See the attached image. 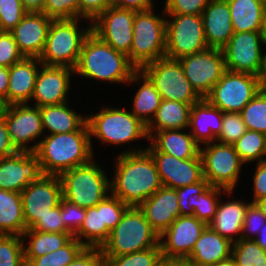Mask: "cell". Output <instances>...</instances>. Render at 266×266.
Instances as JSON below:
<instances>
[{"label":"cell","mask_w":266,"mask_h":266,"mask_svg":"<svg viewBox=\"0 0 266 266\" xmlns=\"http://www.w3.org/2000/svg\"><path fill=\"white\" fill-rule=\"evenodd\" d=\"M123 152L116 158L115 173L110 181V194L119 198L128 207L138 208L162 186V183L156 163L146 149L138 148Z\"/></svg>","instance_id":"6da1fadb"},{"label":"cell","mask_w":266,"mask_h":266,"mask_svg":"<svg viewBox=\"0 0 266 266\" xmlns=\"http://www.w3.org/2000/svg\"><path fill=\"white\" fill-rule=\"evenodd\" d=\"M91 140L86 123L77 131L48 134L29 147L38 156L43 175L60 176L94 158Z\"/></svg>","instance_id":"7a4b0ae2"},{"label":"cell","mask_w":266,"mask_h":266,"mask_svg":"<svg viewBox=\"0 0 266 266\" xmlns=\"http://www.w3.org/2000/svg\"><path fill=\"white\" fill-rule=\"evenodd\" d=\"M137 70L128 56L116 51L90 32L83 42L74 74L123 84L128 83Z\"/></svg>","instance_id":"3957f363"},{"label":"cell","mask_w":266,"mask_h":266,"mask_svg":"<svg viewBox=\"0 0 266 266\" xmlns=\"http://www.w3.org/2000/svg\"><path fill=\"white\" fill-rule=\"evenodd\" d=\"M159 236L139 208L129 207L120 222L111 230L108 241L102 246L103 257L120 256L160 247Z\"/></svg>","instance_id":"277c9868"},{"label":"cell","mask_w":266,"mask_h":266,"mask_svg":"<svg viewBox=\"0 0 266 266\" xmlns=\"http://www.w3.org/2000/svg\"><path fill=\"white\" fill-rule=\"evenodd\" d=\"M79 18L52 20L40 61L45 66L75 68L90 27L79 29Z\"/></svg>","instance_id":"5b68a950"},{"label":"cell","mask_w":266,"mask_h":266,"mask_svg":"<svg viewBox=\"0 0 266 266\" xmlns=\"http://www.w3.org/2000/svg\"><path fill=\"white\" fill-rule=\"evenodd\" d=\"M59 177L63 198L85 209L95 207L111 191V180L93 159L87 164L65 171Z\"/></svg>","instance_id":"8992f818"},{"label":"cell","mask_w":266,"mask_h":266,"mask_svg":"<svg viewBox=\"0 0 266 266\" xmlns=\"http://www.w3.org/2000/svg\"><path fill=\"white\" fill-rule=\"evenodd\" d=\"M166 19L155 15L153 8L135 13L133 43L128 58L141 70L145 65L165 57Z\"/></svg>","instance_id":"52a82bcc"},{"label":"cell","mask_w":266,"mask_h":266,"mask_svg":"<svg viewBox=\"0 0 266 266\" xmlns=\"http://www.w3.org/2000/svg\"><path fill=\"white\" fill-rule=\"evenodd\" d=\"M123 109V110H122ZM104 107L97 114L87 116L90 137L103 143L122 145L147 138V126L124 108Z\"/></svg>","instance_id":"ba28073f"},{"label":"cell","mask_w":266,"mask_h":266,"mask_svg":"<svg viewBox=\"0 0 266 266\" xmlns=\"http://www.w3.org/2000/svg\"><path fill=\"white\" fill-rule=\"evenodd\" d=\"M263 86L257 75L226 70L206 99L222 112L240 113Z\"/></svg>","instance_id":"9c48e42d"},{"label":"cell","mask_w":266,"mask_h":266,"mask_svg":"<svg viewBox=\"0 0 266 266\" xmlns=\"http://www.w3.org/2000/svg\"><path fill=\"white\" fill-rule=\"evenodd\" d=\"M166 51L165 57L179 60L187 55L207 50L201 15L165 14ZM172 20V21H171Z\"/></svg>","instance_id":"30bf717a"},{"label":"cell","mask_w":266,"mask_h":266,"mask_svg":"<svg viewBox=\"0 0 266 266\" xmlns=\"http://www.w3.org/2000/svg\"><path fill=\"white\" fill-rule=\"evenodd\" d=\"M141 71L154 83L164 100L193 105L202 99L186 78L179 60L163 57L145 65Z\"/></svg>","instance_id":"8fae6325"},{"label":"cell","mask_w":266,"mask_h":266,"mask_svg":"<svg viewBox=\"0 0 266 266\" xmlns=\"http://www.w3.org/2000/svg\"><path fill=\"white\" fill-rule=\"evenodd\" d=\"M200 146L203 178L209 185L233 191L244 164L233 145L210 142Z\"/></svg>","instance_id":"7c38bea8"},{"label":"cell","mask_w":266,"mask_h":266,"mask_svg":"<svg viewBox=\"0 0 266 266\" xmlns=\"http://www.w3.org/2000/svg\"><path fill=\"white\" fill-rule=\"evenodd\" d=\"M185 76L201 98H206L213 86L225 73L226 65L222 49L205 51L179 59Z\"/></svg>","instance_id":"4fadbf2b"},{"label":"cell","mask_w":266,"mask_h":266,"mask_svg":"<svg viewBox=\"0 0 266 266\" xmlns=\"http://www.w3.org/2000/svg\"><path fill=\"white\" fill-rule=\"evenodd\" d=\"M263 44L260 32H234L222 48L226 69L251 73L262 78L265 55L261 50Z\"/></svg>","instance_id":"5bb4252c"},{"label":"cell","mask_w":266,"mask_h":266,"mask_svg":"<svg viewBox=\"0 0 266 266\" xmlns=\"http://www.w3.org/2000/svg\"><path fill=\"white\" fill-rule=\"evenodd\" d=\"M136 11L110 6L91 22V32L118 52L129 55Z\"/></svg>","instance_id":"9a60e30c"},{"label":"cell","mask_w":266,"mask_h":266,"mask_svg":"<svg viewBox=\"0 0 266 266\" xmlns=\"http://www.w3.org/2000/svg\"><path fill=\"white\" fill-rule=\"evenodd\" d=\"M22 206L26 228L30 229L49 210L58 206L63 197L59 176L42 175L22 192Z\"/></svg>","instance_id":"2e32d148"},{"label":"cell","mask_w":266,"mask_h":266,"mask_svg":"<svg viewBox=\"0 0 266 266\" xmlns=\"http://www.w3.org/2000/svg\"><path fill=\"white\" fill-rule=\"evenodd\" d=\"M3 117L14 147L19 152H30L29 142L40 138L44 133L39 107L27 104L6 105Z\"/></svg>","instance_id":"e0dca14e"},{"label":"cell","mask_w":266,"mask_h":266,"mask_svg":"<svg viewBox=\"0 0 266 266\" xmlns=\"http://www.w3.org/2000/svg\"><path fill=\"white\" fill-rule=\"evenodd\" d=\"M146 150L153 157L162 186L177 189L203 179L200 154L196 158L178 159L159 152L152 144Z\"/></svg>","instance_id":"ac0fdd59"},{"label":"cell","mask_w":266,"mask_h":266,"mask_svg":"<svg viewBox=\"0 0 266 266\" xmlns=\"http://www.w3.org/2000/svg\"><path fill=\"white\" fill-rule=\"evenodd\" d=\"M206 226L194 215H180L159 236L162 255L187 258Z\"/></svg>","instance_id":"d6986e66"},{"label":"cell","mask_w":266,"mask_h":266,"mask_svg":"<svg viewBox=\"0 0 266 266\" xmlns=\"http://www.w3.org/2000/svg\"><path fill=\"white\" fill-rule=\"evenodd\" d=\"M42 175L38 156L34 152H18L0 158V189L21 193Z\"/></svg>","instance_id":"ffe728a7"},{"label":"cell","mask_w":266,"mask_h":266,"mask_svg":"<svg viewBox=\"0 0 266 266\" xmlns=\"http://www.w3.org/2000/svg\"><path fill=\"white\" fill-rule=\"evenodd\" d=\"M74 74L71 67H57L42 65L38 71L34 93L35 106L43 107L60 105L66 102L70 89V74Z\"/></svg>","instance_id":"44dd1931"},{"label":"cell","mask_w":266,"mask_h":266,"mask_svg":"<svg viewBox=\"0 0 266 266\" xmlns=\"http://www.w3.org/2000/svg\"><path fill=\"white\" fill-rule=\"evenodd\" d=\"M52 19L42 12H27L10 31L24 57L42 55Z\"/></svg>","instance_id":"7402d4cb"},{"label":"cell","mask_w":266,"mask_h":266,"mask_svg":"<svg viewBox=\"0 0 266 266\" xmlns=\"http://www.w3.org/2000/svg\"><path fill=\"white\" fill-rule=\"evenodd\" d=\"M176 189L161 186L138 208L145 215L151 227L161 235L180 216Z\"/></svg>","instance_id":"603a6c76"},{"label":"cell","mask_w":266,"mask_h":266,"mask_svg":"<svg viewBox=\"0 0 266 266\" xmlns=\"http://www.w3.org/2000/svg\"><path fill=\"white\" fill-rule=\"evenodd\" d=\"M201 16L208 47L222 49L234 33L227 1L210 0Z\"/></svg>","instance_id":"cb8c5ba5"},{"label":"cell","mask_w":266,"mask_h":266,"mask_svg":"<svg viewBox=\"0 0 266 266\" xmlns=\"http://www.w3.org/2000/svg\"><path fill=\"white\" fill-rule=\"evenodd\" d=\"M42 62L37 57H24L9 67L7 105L27 104L34 93L36 77Z\"/></svg>","instance_id":"d4e9b609"},{"label":"cell","mask_w":266,"mask_h":266,"mask_svg":"<svg viewBox=\"0 0 266 266\" xmlns=\"http://www.w3.org/2000/svg\"><path fill=\"white\" fill-rule=\"evenodd\" d=\"M223 112L214 107L206 98L193 104L188 128L194 140L201 145L216 142L221 133Z\"/></svg>","instance_id":"484cf974"},{"label":"cell","mask_w":266,"mask_h":266,"mask_svg":"<svg viewBox=\"0 0 266 266\" xmlns=\"http://www.w3.org/2000/svg\"><path fill=\"white\" fill-rule=\"evenodd\" d=\"M232 244L207 225L186 259L197 266H211L231 257Z\"/></svg>","instance_id":"4316f807"},{"label":"cell","mask_w":266,"mask_h":266,"mask_svg":"<svg viewBox=\"0 0 266 266\" xmlns=\"http://www.w3.org/2000/svg\"><path fill=\"white\" fill-rule=\"evenodd\" d=\"M219 201L215 217L211 220L208 226L228 239L230 242L235 243L241 239L242 227L244 222L245 213L249 203L241 200L227 201V203H220ZM234 234L236 237L234 239Z\"/></svg>","instance_id":"83f0119b"},{"label":"cell","mask_w":266,"mask_h":266,"mask_svg":"<svg viewBox=\"0 0 266 266\" xmlns=\"http://www.w3.org/2000/svg\"><path fill=\"white\" fill-rule=\"evenodd\" d=\"M182 129L157 131L149 138L152 145L162 153L172 155L178 159L196 158L200 154V145L189 132ZM155 136V137H154Z\"/></svg>","instance_id":"f1b7e54d"},{"label":"cell","mask_w":266,"mask_h":266,"mask_svg":"<svg viewBox=\"0 0 266 266\" xmlns=\"http://www.w3.org/2000/svg\"><path fill=\"white\" fill-rule=\"evenodd\" d=\"M141 80H143L142 85L137 90L133 99V109L131 113L143 124L148 126L154 119L162 98L156 90L154 83L141 70H137L128 83L141 84Z\"/></svg>","instance_id":"f546056e"},{"label":"cell","mask_w":266,"mask_h":266,"mask_svg":"<svg viewBox=\"0 0 266 266\" xmlns=\"http://www.w3.org/2000/svg\"><path fill=\"white\" fill-rule=\"evenodd\" d=\"M191 107V104L162 99L154 119L147 126L148 139L157 131L187 129Z\"/></svg>","instance_id":"4dcf8cb0"},{"label":"cell","mask_w":266,"mask_h":266,"mask_svg":"<svg viewBox=\"0 0 266 266\" xmlns=\"http://www.w3.org/2000/svg\"><path fill=\"white\" fill-rule=\"evenodd\" d=\"M67 103L39 107L44 130H49L50 134L69 133L87 123V115L76 114Z\"/></svg>","instance_id":"1f68e13d"},{"label":"cell","mask_w":266,"mask_h":266,"mask_svg":"<svg viewBox=\"0 0 266 266\" xmlns=\"http://www.w3.org/2000/svg\"><path fill=\"white\" fill-rule=\"evenodd\" d=\"M26 229L21 193L0 189V234L22 236Z\"/></svg>","instance_id":"d6a6232c"},{"label":"cell","mask_w":266,"mask_h":266,"mask_svg":"<svg viewBox=\"0 0 266 266\" xmlns=\"http://www.w3.org/2000/svg\"><path fill=\"white\" fill-rule=\"evenodd\" d=\"M233 30L239 32H260L265 5L260 0H226Z\"/></svg>","instance_id":"836d02e7"},{"label":"cell","mask_w":266,"mask_h":266,"mask_svg":"<svg viewBox=\"0 0 266 266\" xmlns=\"http://www.w3.org/2000/svg\"><path fill=\"white\" fill-rule=\"evenodd\" d=\"M111 231L103 217V200L95 207L86 208L84 222L74 237L88 248H102L108 241ZM84 238V240H82ZM86 239V241H85Z\"/></svg>","instance_id":"e575fe53"},{"label":"cell","mask_w":266,"mask_h":266,"mask_svg":"<svg viewBox=\"0 0 266 266\" xmlns=\"http://www.w3.org/2000/svg\"><path fill=\"white\" fill-rule=\"evenodd\" d=\"M28 237V247L24 245V258H36L67 245L74 236L71 233L40 232L38 230L26 229L22 234L23 242Z\"/></svg>","instance_id":"d590c367"},{"label":"cell","mask_w":266,"mask_h":266,"mask_svg":"<svg viewBox=\"0 0 266 266\" xmlns=\"http://www.w3.org/2000/svg\"><path fill=\"white\" fill-rule=\"evenodd\" d=\"M233 146L244 164L266 161V135L263 133L247 130Z\"/></svg>","instance_id":"8d00e7d4"},{"label":"cell","mask_w":266,"mask_h":266,"mask_svg":"<svg viewBox=\"0 0 266 266\" xmlns=\"http://www.w3.org/2000/svg\"><path fill=\"white\" fill-rule=\"evenodd\" d=\"M248 130L266 135V87L263 86L240 112Z\"/></svg>","instance_id":"74e56055"},{"label":"cell","mask_w":266,"mask_h":266,"mask_svg":"<svg viewBox=\"0 0 266 266\" xmlns=\"http://www.w3.org/2000/svg\"><path fill=\"white\" fill-rule=\"evenodd\" d=\"M75 237L64 247L36 258H24L26 266H67L84 249Z\"/></svg>","instance_id":"f35d334b"},{"label":"cell","mask_w":266,"mask_h":266,"mask_svg":"<svg viewBox=\"0 0 266 266\" xmlns=\"http://www.w3.org/2000/svg\"><path fill=\"white\" fill-rule=\"evenodd\" d=\"M231 257L237 266H266V250L252 239L233 243Z\"/></svg>","instance_id":"ab89813d"},{"label":"cell","mask_w":266,"mask_h":266,"mask_svg":"<svg viewBox=\"0 0 266 266\" xmlns=\"http://www.w3.org/2000/svg\"><path fill=\"white\" fill-rule=\"evenodd\" d=\"M222 192H224L223 194L228 193L227 195H231L233 193V191H227L210 185L199 195V197L195 198L193 215L208 225L215 217L217 206L220 201L219 198Z\"/></svg>","instance_id":"60d3db41"},{"label":"cell","mask_w":266,"mask_h":266,"mask_svg":"<svg viewBox=\"0 0 266 266\" xmlns=\"http://www.w3.org/2000/svg\"><path fill=\"white\" fill-rule=\"evenodd\" d=\"M22 236L0 234V266H26Z\"/></svg>","instance_id":"b9f144b4"},{"label":"cell","mask_w":266,"mask_h":266,"mask_svg":"<svg viewBox=\"0 0 266 266\" xmlns=\"http://www.w3.org/2000/svg\"><path fill=\"white\" fill-rule=\"evenodd\" d=\"M161 254V247H154L120 256L103 257L104 266H155Z\"/></svg>","instance_id":"7bdbcfd3"},{"label":"cell","mask_w":266,"mask_h":266,"mask_svg":"<svg viewBox=\"0 0 266 266\" xmlns=\"http://www.w3.org/2000/svg\"><path fill=\"white\" fill-rule=\"evenodd\" d=\"M247 130L240 113L223 112L221 133L216 141L233 145Z\"/></svg>","instance_id":"ee69618b"},{"label":"cell","mask_w":266,"mask_h":266,"mask_svg":"<svg viewBox=\"0 0 266 266\" xmlns=\"http://www.w3.org/2000/svg\"><path fill=\"white\" fill-rule=\"evenodd\" d=\"M27 12L21 0H0V26L2 30L10 32Z\"/></svg>","instance_id":"f6af8a7d"},{"label":"cell","mask_w":266,"mask_h":266,"mask_svg":"<svg viewBox=\"0 0 266 266\" xmlns=\"http://www.w3.org/2000/svg\"><path fill=\"white\" fill-rule=\"evenodd\" d=\"M209 186L208 181L203 178L197 183L177 188L180 215H193L195 198L199 197Z\"/></svg>","instance_id":"bcb514c9"},{"label":"cell","mask_w":266,"mask_h":266,"mask_svg":"<svg viewBox=\"0 0 266 266\" xmlns=\"http://www.w3.org/2000/svg\"><path fill=\"white\" fill-rule=\"evenodd\" d=\"M42 13L52 20L79 18V0H47Z\"/></svg>","instance_id":"7dc6e473"},{"label":"cell","mask_w":266,"mask_h":266,"mask_svg":"<svg viewBox=\"0 0 266 266\" xmlns=\"http://www.w3.org/2000/svg\"><path fill=\"white\" fill-rule=\"evenodd\" d=\"M85 215V208L77 206L62 197L60 201V216L66 226V233H71L74 236L82 226Z\"/></svg>","instance_id":"c3c4849f"},{"label":"cell","mask_w":266,"mask_h":266,"mask_svg":"<svg viewBox=\"0 0 266 266\" xmlns=\"http://www.w3.org/2000/svg\"><path fill=\"white\" fill-rule=\"evenodd\" d=\"M265 222V214L255 203H249L244 217L241 239L254 240Z\"/></svg>","instance_id":"681fc988"},{"label":"cell","mask_w":266,"mask_h":266,"mask_svg":"<svg viewBox=\"0 0 266 266\" xmlns=\"http://www.w3.org/2000/svg\"><path fill=\"white\" fill-rule=\"evenodd\" d=\"M23 58L24 56L19 51L13 34L3 31L0 34V66L9 68Z\"/></svg>","instance_id":"f907efd6"},{"label":"cell","mask_w":266,"mask_h":266,"mask_svg":"<svg viewBox=\"0 0 266 266\" xmlns=\"http://www.w3.org/2000/svg\"><path fill=\"white\" fill-rule=\"evenodd\" d=\"M210 0H166L164 14L201 15Z\"/></svg>","instance_id":"816d5d0a"},{"label":"cell","mask_w":266,"mask_h":266,"mask_svg":"<svg viewBox=\"0 0 266 266\" xmlns=\"http://www.w3.org/2000/svg\"><path fill=\"white\" fill-rule=\"evenodd\" d=\"M128 208L124 202L112 194L103 199L104 223L110 231L120 222Z\"/></svg>","instance_id":"f5cc1de1"},{"label":"cell","mask_w":266,"mask_h":266,"mask_svg":"<svg viewBox=\"0 0 266 266\" xmlns=\"http://www.w3.org/2000/svg\"><path fill=\"white\" fill-rule=\"evenodd\" d=\"M30 229L40 232L66 233V226L60 216V204L39 219Z\"/></svg>","instance_id":"db71d44e"},{"label":"cell","mask_w":266,"mask_h":266,"mask_svg":"<svg viewBox=\"0 0 266 266\" xmlns=\"http://www.w3.org/2000/svg\"><path fill=\"white\" fill-rule=\"evenodd\" d=\"M67 266H104L102 250L85 247Z\"/></svg>","instance_id":"11a10c76"},{"label":"cell","mask_w":266,"mask_h":266,"mask_svg":"<svg viewBox=\"0 0 266 266\" xmlns=\"http://www.w3.org/2000/svg\"><path fill=\"white\" fill-rule=\"evenodd\" d=\"M111 6V0H79V18L93 20Z\"/></svg>","instance_id":"9f6ffc18"},{"label":"cell","mask_w":266,"mask_h":266,"mask_svg":"<svg viewBox=\"0 0 266 266\" xmlns=\"http://www.w3.org/2000/svg\"><path fill=\"white\" fill-rule=\"evenodd\" d=\"M253 178L254 199L251 203L266 197V161L257 162L256 171Z\"/></svg>","instance_id":"6f0895ef"},{"label":"cell","mask_w":266,"mask_h":266,"mask_svg":"<svg viewBox=\"0 0 266 266\" xmlns=\"http://www.w3.org/2000/svg\"><path fill=\"white\" fill-rule=\"evenodd\" d=\"M19 151L14 147L3 115L0 116V158L10 157Z\"/></svg>","instance_id":"680465c9"},{"label":"cell","mask_w":266,"mask_h":266,"mask_svg":"<svg viewBox=\"0 0 266 266\" xmlns=\"http://www.w3.org/2000/svg\"><path fill=\"white\" fill-rule=\"evenodd\" d=\"M111 6L136 12L154 8L152 0H111Z\"/></svg>","instance_id":"91938a15"},{"label":"cell","mask_w":266,"mask_h":266,"mask_svg":"<svg viewBox=\"0 0 266 266\" xmlns=\"http://www.w3.org/2000/svg\"><path fill=\"white\" fill-rule=\"evenodd\" d=\"M9 83V68L0 66V99L7 105V91Z\"/></svg>","instance_id":"94428289"},{"label":"cell","mask_w":266,"mask_h":266,"mask_svg":"<svg viewBox=\"0 0 266 266\" xmlns=\"http://www.w3.org/2000/svg\"><path fill=\"white\" fill-rule=\"evenodd\" d=\"M187 263L186 258L168 257L161 254L155 266H185Z\"/></svg>","instance_id":"6125c7cd"},{"label":"cell","mask_w":266,"mask_h":266,"mask_svg":"<svg viewBox=\"0 0 266 266\" xmlns=\"http://www.w3.org/2000/svg\"><path fill=\"white\" fill-rule=\"evenodd\" d=\"M47 0H21L28 12H42Z\"/></svg>","instance_id":"be15d7a7"},{"label":"cell","mask_w":266,"mask_h":266,"mask_svg":"<svg viewBox=\"0 0 266 266\" xmlns=\"http://www.w3.org/2000/svg\"><path fill=\"white\" fill-rule=\"evenodd\" d=\"M254 241L264 250H266V222L260 229Z\"/></svg>","instance_id":"e7e4bbea"},{"label":"cell","mask_w":266,"mask_h":266,"mask_svg":"<svg viewBox=\"0 0 266 266\" xmlns=\"http://www.w3.org/2000/svg\"><path fill=\"white\" fill-rule=\"evenodd\" d=\"M260 34H261V38L263 40V43L266 46V6H265V9L263 12Z\"/></svg>","instance_id":"03108f58"},{"label":"cell","mask_w":266,"mask_h":266,"mask_svg":"<svg viewBox=\"0 0 266 266\" xmlns=\"http://www.w3.org/2000/svg\"><path fill=\"white\" fill-rule=\"evenodd\" d=\"M211 266H236V263L234 261V259L232 257H230L229 259H226L224 261H220L214 265Z\"/></svg>","instance_id":"003e7915"},{"label":"cell","mask_w":266,"mask_h":266,"mask_svg":"<svg viewBox=\"0 0 266 266\" xmlns=\"http://www.w3.org/2000/svg\"><path fill=\"white\" fill-rule=\"evenodd\" d=\"M255 204L266 216V197L257 200Z\"/></svg>","instance_id":"a7ac6f4b"},{"label":"cell","mask_w":266,"mask_h":266,"mask_svg":"<svg viewBox=\"0 0 266 266\" xmlns=\"http://www.w3.org/2000/svg\"><path fill=\"white\" fill-rule=\"evenodd\" d=\"M262 81L263 83L266 82V53L264 55V69H263V74H262Z\"/></svg>","instance_id":"89a4df30"},{"label":"cell","mask_w":266,"mask_h":266,"mask_svg":"<svg viewBox=\"0 0 266 266\" xmlns=\"http://www.w3.org/2000/svg\"><path fill=\"white\" fill-rule=\"evenodd\" d=\"M5 104H4V101L0 99V116L3 115V111H4V108H5Z\"/></svg>","instance_id":"2644e50d"},{"label":"cell","mask_w":266,"mask_h":266,"mask_svg":"<svg viewBox=\"0 0 266 266\" xmlns=\"http://www.w3.org/2000/svg\"><path fill=\"white\" fill-rule=\"evenodd\" d=\"M185 266H197V265H194V264H191L190 262H188Z\"/></svg>","instance_id":"8c879c8a"},{"label":"cell","mask_w":266,"mask_h":266,"mask_svg":"<svg viewBox=\"0 0 266 266\" xmlns=\"http://www.w3.org/2000/svg\"><path fill=\"white\" fill-rule=\"evenodd\" d=\"M266 6V0H260Z\"/></svg>","instance_id":"753ad0ef"}]
</instances>
